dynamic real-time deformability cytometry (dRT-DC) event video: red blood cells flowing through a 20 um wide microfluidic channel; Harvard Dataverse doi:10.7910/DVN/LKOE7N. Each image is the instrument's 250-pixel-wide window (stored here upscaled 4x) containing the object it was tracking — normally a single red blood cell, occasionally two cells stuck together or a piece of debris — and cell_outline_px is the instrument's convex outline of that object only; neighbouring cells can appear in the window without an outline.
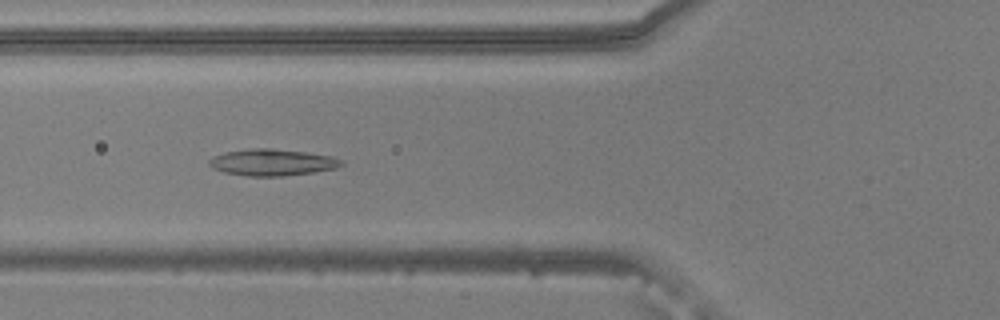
{"species": "common noctule bat (a hibernating species)", "species_latin": "Nyctalus noctula", "temperature_condition": "warm", "stored_images_in_passage": 23, "camera_frame_rate_fps": 3000, "um_per_image_px": 0.085, "animal": {"sex": "male", "body_mass_g": 20.5, "forearm_length_mm": 52.5}, "frame": {"image": 1, "passage_image": 20, "time_ms": 6.333, "image_size_px": [1000, 320], "cell_outline_px": [[344, 164], [336, 168], [312, 172], [284, 176], [248, 176], [224, 172], [212, 168], [208, 164], [208, 160], [224, 152], [252, 148], [272, 148], [304, 152], [332, 156], [340, 160]], "centroid_in_image_um": [23.11, 13.8], "position_along_channel_um": 102.7, "area_um2": 20.35}}